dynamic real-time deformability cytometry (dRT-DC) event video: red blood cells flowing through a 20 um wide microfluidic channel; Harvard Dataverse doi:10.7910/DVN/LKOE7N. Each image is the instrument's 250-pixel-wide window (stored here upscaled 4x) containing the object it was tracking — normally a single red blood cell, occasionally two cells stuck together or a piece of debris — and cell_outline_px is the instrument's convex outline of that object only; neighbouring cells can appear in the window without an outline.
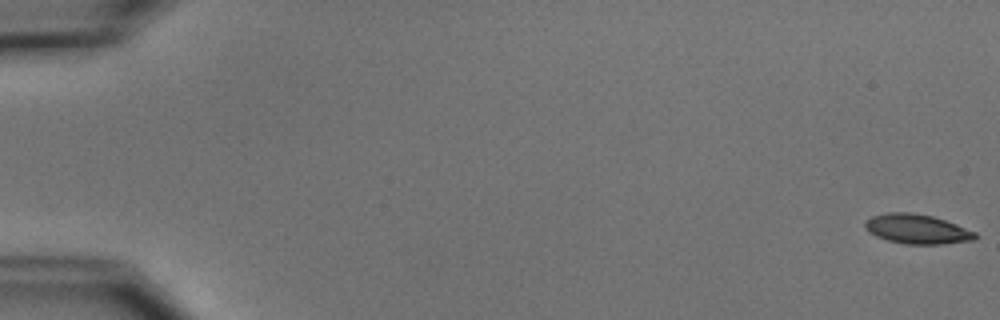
{"species": "common noctule bat (a hibernating species)", "species_latin": "Nyctalus noctula", "temperature_condition": "cold", "stored_images_in_passage": 55, "camera_frame_rate_fps": 3000, "um_per_image_px": 0.085, "animal": {"sex": "male", "body_mass_g": 15.6}, "frame": {"image": 1, "passage_image": 1, "time_ms": 0.0, "image_size_px": [1000, 320], "cell_outline_px": [[976, 236], [972, 240], [944, 244], [904, 244], [888, 240], [876, 236], [868, 232], [864, 228], [864, 220], [872, 216], [888, 212], [912, 212], [932, 216], [956, 224], [976, 232]], "centroid_in_image_um": [77.89, 19.46], "position_along_channel_um": 7.1, "area_um2": 19.02}}
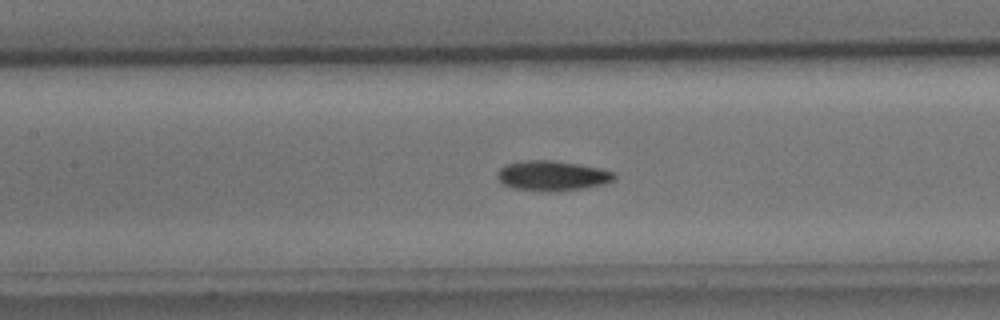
{"frame": {"image": 2, "passage_image": 26, "time_ms": 8.333, "image_size_px": [1000, 320], "cell_outline_px": [[616, 180], [604, 184], [584, 188], [552, 192], [544, 192], [512, 188], [504, 184], [496, 176], [496, 172], [504, 164], [528, 160], [552, 160], [600, 168], [616, 172]], "centroid_in_image_um": [46.95, 14.94], "position_along_channel_um": 160.5, "area_um2": 20.69}}
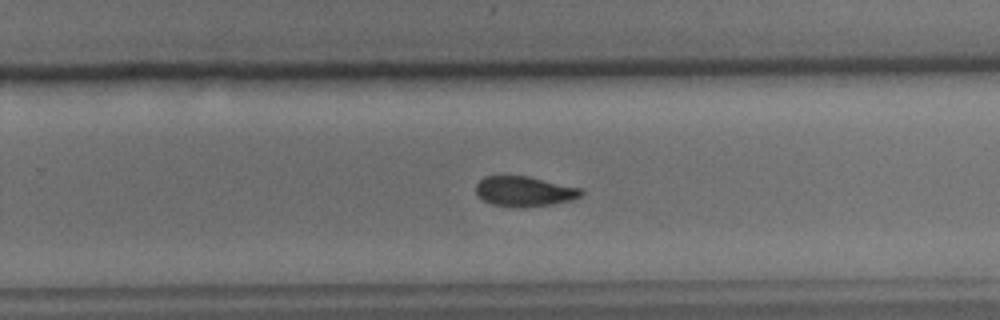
{"frame": {"image": 3, "passage_image": 36, "time_ms": 11.667, "image_size_px": [1000, 320], "cell_outline_px": [[584, 192], [580, 196], [572, 200], [552, 204], [520, 208], [512, 208], [492, 204], [476, 196], [476, 184], [484, 176], [528, 176], [580, 188]], "centroid_in_image_um": [44.54, 16.28], "position_along_channel_um": 285.3, "area_um2": 18.55}, "authors_computed_cell_mechanics": {"area_um2": 19.074, "velocity_mm_per_s": 3.7569, "shape_relaxation_time_tau1_ms": 5.8194, "shape_relaxation_time_tau2_ms": null, "deformation_change_tau1": 0.1347, "deformation_change_tau2": null}}